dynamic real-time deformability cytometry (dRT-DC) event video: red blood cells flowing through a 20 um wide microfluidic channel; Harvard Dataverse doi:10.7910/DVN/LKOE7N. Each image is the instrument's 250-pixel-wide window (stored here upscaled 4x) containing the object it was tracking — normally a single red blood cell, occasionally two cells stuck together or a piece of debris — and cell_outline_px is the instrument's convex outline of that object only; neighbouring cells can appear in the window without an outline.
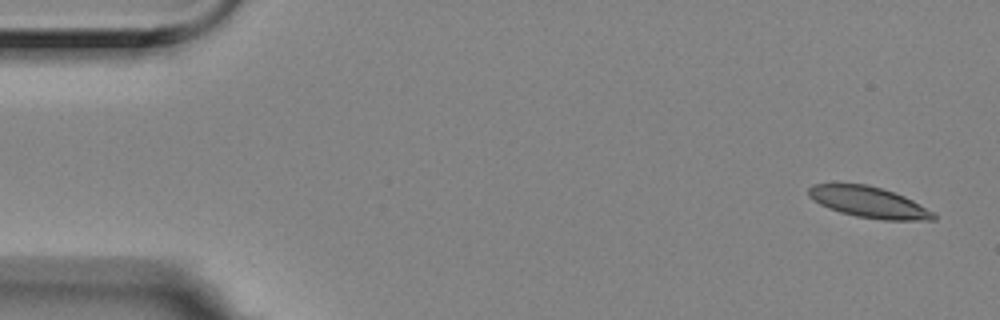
{"species": "Egyptian fruit bat (a non-hibernating species)", "species_latin": "Rousettus aegyptiacus", "temperature_condition": "room temperature", "stored_images_in_passage": 6, "camera_frame_rate_fps": 3000, "um_per_image_px": 0.085, "animal": {"sex": "female"}, "frame": {"image": 1, "passage_image": 1, "time_ms": 0.0, "image_size_px": [1000, 320], "cell_outline_px": [[936, 220], [884, 220], [856, 216], [840, 212], [828, 208], [812, 200], [808, 196], [808, 188], [812, 184], [864, 184], [880, 188], [904, 196], [912, 200], [932, 212], [936, 216]], "centroid_in_image_um": [73.81, 17.19], "position_along_channel_um": 11.2, "area_um2": 22.31}}
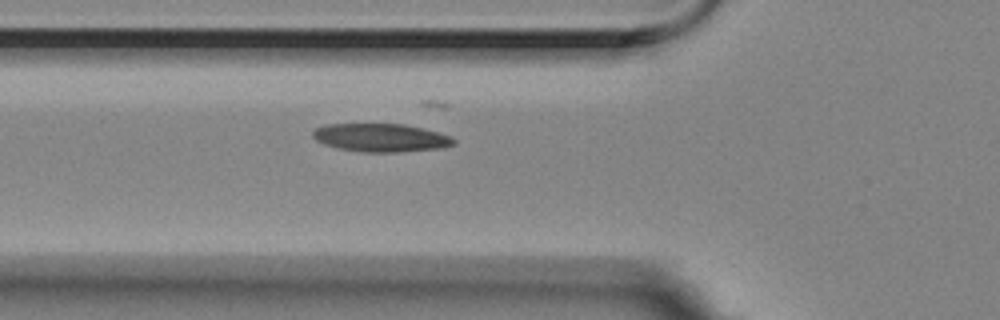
{"frame": {"image": 2, "passage_image": 6, "time_ms": 1.667, "image_size_px": [1000, 320], "cell_outline_px": [[456, 144], [444, 148], [400, 152], [360, 152], [336, 148], [324, 144], [316, 140], [312, 136], [312, 132], [316, 128], [324, 124], [404, 124], [452, 136], [456, 140]], "centroid_in_image_um": [32.38, 11.71], "position_along_channel_um": 93.4, "area_um2": 23.35}}